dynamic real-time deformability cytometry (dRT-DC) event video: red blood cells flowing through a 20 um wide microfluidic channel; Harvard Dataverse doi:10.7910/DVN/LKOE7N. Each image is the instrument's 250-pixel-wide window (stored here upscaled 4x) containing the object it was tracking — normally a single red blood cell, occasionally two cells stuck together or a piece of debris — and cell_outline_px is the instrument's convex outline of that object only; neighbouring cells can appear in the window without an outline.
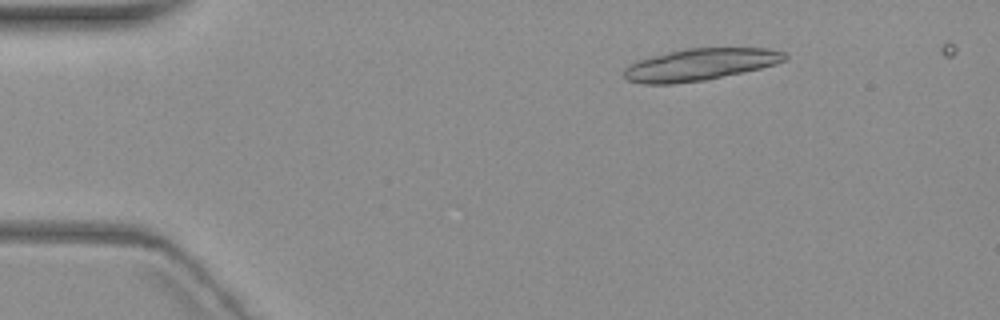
{"species": "common noctule bat (a hibernating species)", "species_latin": "Nyctalus noctula", "temperature_condition": "warm", "stored_images_in_passage": 5, "camera_frame_rate_fps": 3000, "um_per_image_px": 0.085, "animal": {"sex": "female", "body_mass_g": 19.3, "forearm_length_mm": 54.1}, "frame": {"image": 1, "passage_image": 2, "time_ms": 1.333, "image_size_px": [1000, 320], "cell_outline_px": [[788, 56], [784, 60], [776, 64], [760, 68], [704, 80], [672, 84], [644, 84], [628, 80], [624, 76], [624, 68], [628, 64], [640, 60], [668, 52], [688, 48], [768, 48], [784, 52]], "centroid_in_image_um": [59.49, 5.48], "position_along_channel_um": 25.5, "area_um2": 29.59}}